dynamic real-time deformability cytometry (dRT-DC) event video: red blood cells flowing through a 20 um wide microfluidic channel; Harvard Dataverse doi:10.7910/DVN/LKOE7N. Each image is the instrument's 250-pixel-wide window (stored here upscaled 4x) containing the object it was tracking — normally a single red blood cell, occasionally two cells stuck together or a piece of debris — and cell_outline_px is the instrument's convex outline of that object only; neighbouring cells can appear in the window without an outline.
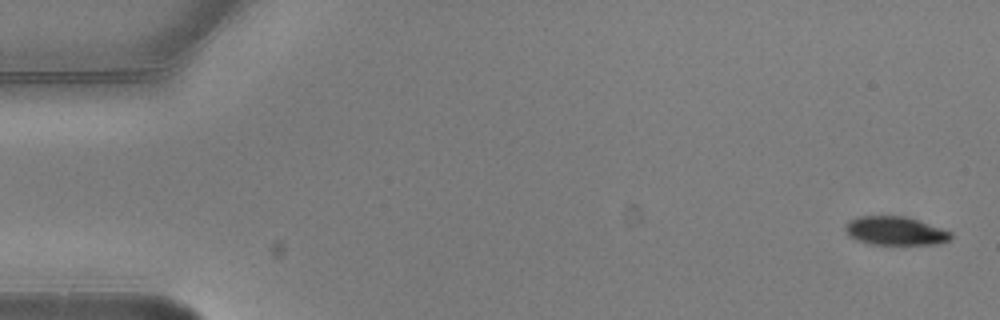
{"species": "common noctule bat (a hibernating species)", "species_latin": "Nyctalus noctula", "temperature_condition": "warm", "stored_images_in_passage": 5, "camera_frame_rate_fps": 3000, "um_per_image_px": 0.085, "animal": {"sex": "male", "body_mass_g": 20.5, "forearm_length_mm": 52.5}, "frame": {"image": 1, "passage_image": 1, "time_ms": 0.0, "image_size_px": [1000, 320], "cell_outline_px": [[952, 236], [948, 240], [940, 244], [868, 244], [856, 240], [848, 236], [844, 228], [844, 224], [848, 220], [856, 216], [904, 216], [920, 220], [952, 232]], "centroid_in_image_um": [76.05, 19.62], "position_along_channel_um": 8.9, "area_um2": 17.86}}
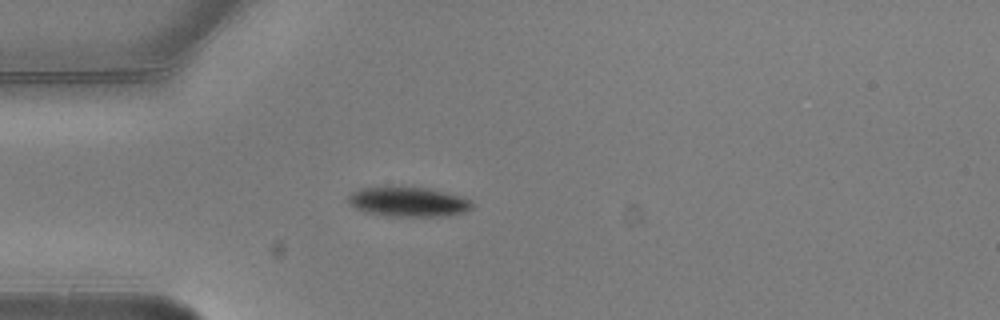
{"frame": {"image": 2, "passage_image": 5, "time_ms": 1.333, "image_size_px": [1000, 320], "cell_outline_px": [[476, 204], [472, 208], [464, 212], [444, 216], [384, 216], [364, 212], [348, 204], [348, 196], [352, 192], [360, 188], [384, 184], [392, 184], [432, 188], [464, 196], [472, 200]], "centroid_in_image_um": [34.7, 17.1], "position_along_channel_um": 50.3, "area_um2": 22.72}}